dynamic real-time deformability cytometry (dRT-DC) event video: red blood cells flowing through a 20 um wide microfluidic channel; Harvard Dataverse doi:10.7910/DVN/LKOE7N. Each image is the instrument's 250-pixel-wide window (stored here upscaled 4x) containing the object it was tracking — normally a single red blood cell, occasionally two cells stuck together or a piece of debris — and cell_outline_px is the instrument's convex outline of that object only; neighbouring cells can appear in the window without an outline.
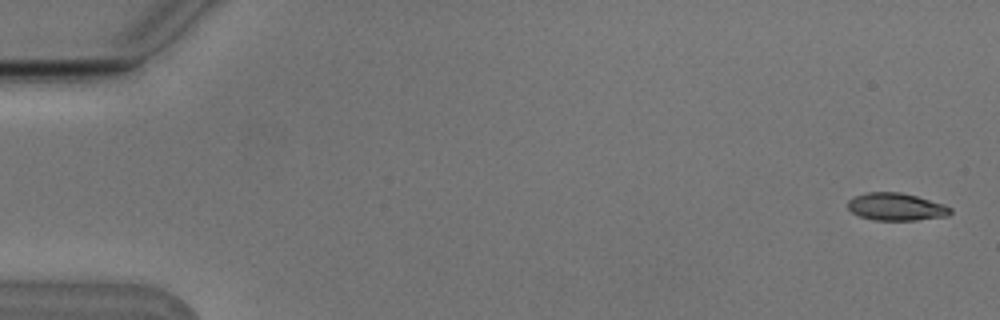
{"species": "Egyptian fruit bat (a non-hibernating species)", "species_latin": "Rousettus aegyptiacus", "temperature_condition": "cold", "stored_images_in_passage": 5, "camera_frame_rate_fps": 3000, "um_per_image_px": 0.085, "animal": {"sex": "male"}, "frame": {"image": 1, "passage_image": 1, "time_ms": 0.0, "image_size_px": [1000, 320], "cell_outline_px": [[952, 212], [948, 216], [916, 220], [872, 220], [860, 216], [852, 212], [848, 208], [848, 200], [852, 196], [868, 192], [900, 192], [916, 196], [944, 204], [952, 208]], "centroid_in_image_um": [76.17, 17.58], "position_along_channel_um": 8.8, "area_um2": 16.53}}